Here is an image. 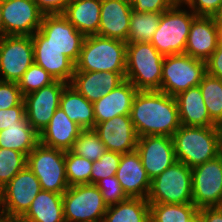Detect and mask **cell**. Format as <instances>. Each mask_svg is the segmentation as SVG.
Wrapping results in <instances>:
<instances>
[{
    "mask_svg": "<svg viewBox=\"0 0 222 222\" xmlns=\"http://www.w3.org/2000/svg\"><path fill=\"white\" fill-rule=\"evenodd\" d=\"M130 119L138 137H172L181 126L175 97L159 90L137 91L132 102Z\"/></svg>",
    "mask_w": 222,
    "mask_h": 222,
    "instance_id": "1",
    "label": "cell"
},
{
    "mask_svg": "<svg viewBox=\"0 0 222 222\" xmlns=\"http://www.w3.org/2000/svg\"><path fill=\"white\" fill-rule=\"evenodd\" d=\"M127 43L99 35L85 37L75 71L126 73Z\"/></svg>",
    "mask_w": 222,
    "mask_h": 222,
    "instance_id": "2",
    "label": "cell"
},
{
    "mask_svg": "<svg viewBox=\"0 0 222 222\" xmlns=\"http://www.w3.org/2000/svg\"><path fill=\"white\" fill-rule=\"evenodd\" d=\"M163 61L150 42L127 43L125 79L138 91L160 90Z\"/></svg>",
    "mask_w": 222,
    "mask_h": 222,
    "instance_id": "3",
    "label": "cell"
},
{
    "mask_svg": "<svg viewBox=\"0 0 222 222\" xmlns=\"http://www.w3.org/2000/svg\"><path fill=\"white\" fill-rule=\"evenodd\" d=\"M172 138L177 161L191 169L221 154L214 126L181 125Z\"/></svg>",
    "mask_w": 222,
    "mask_h": 222,
    "instance_id": "4",
    "label": "cell"
},
{
    "mask_svg": "<svg viewBox=\"0 0 222 222\" xmlns=\"http://www.w3.org/2000/svg\"><path fill=\"white\" fill-rule=\"evenodd\" d=\"M31 37L33 47H55L76 64L86 36L63 14H45L39 30Z\"/></svg>",
    "mask_w": 222,
    "mask_h": 222,
    "instance_id": "5",
    "label": "cell"
},
{
    "mask_svg": "<svg viewBox=\"0 0 222 222\" xmlns=\"http://www.w3.org/2000/svg\"><path fill=\"white\" fill-rule=\"evenodd\" d=\"M183 3L178 1L161 15L158 27L150 43L163 56L183 54L193 19V11L181 9ZM180 8V9H179Z\"/></svg>",
    "mask_w": 222,
    "mask_h": 222,
    "instance_id": "6",
    "label": "cell"
},
{
    "mask_svg": "<svg viewBox=\"0 0 222 222\" xmlns=\"http://www.w3.org/2000/svg\"><path fill=\"white\" fill-rule=\"evenodd\" d=\"M146 199L149 203H192V169L176 161L151 180Z\"/></svg>",
    "mask_w": 222,
    "mask_h": 222,
    "instance_id": "7",
    "label": "cell"
},
{
    "mask_svg": "<svg viewBox=\"0 0 222 222\" xmlns=\"http://www.w3.org/2000/svg\"><path fill=\"white\" fill-rule=\"evenodd\" d=\"M206 73V62L188 54L164 56L159 91L175 97L182 91L198 86Z\"/></svg>",
    "mask_w": 222,
    "mask_h": 222,
    "instance_id": "8",
    "label": "cell"
},
{
    "mask_svg": "<svg viewBox=\"0 0 222 222\" xmlns=\"http://www.w3.org/2000/svg\"><path fill=\"white\" fill-rule=\"evenodd\" d=\"M27 166L38 178L41 189L63 194L68 188L65 151L38 144L27 156Z\"/></svg>",
    "mask_w": 222,
    "mask_h": 222,
    "instance_id": "9",
    "label": "cell"
},
{
    "mask_svg": "<svg viewBox=\"0 0 222 222\" xmlns=\"http://www.w3.org/2000/svg\"><path fill=\"white\" fill-rule=\"evenodd\" d=\"M107 207L95 184L69 186L63 193L65 222H102Z\"/></svg>",
    "mask_w": 222,
    "mask_h": 222,
    "instance_id": "10",
    "label": "cell"
},
{
    "mask_svg": "<svg viewBox=\"0 0 222 222\" xmlns=\"http://www.w3.org/2000/svg\"><path fill=\"white\" fill-rule=\"evenodd\" d=\"M41 190L38 178L26 166L0 190L1 214L21 218Z\"/></svg>",
    "mask_w": 222,
    "mask_h": 222,
    "instance_id": "11",
    "label": "cell"
},
{
    "mask_svg": "<svg viewBox=\"0 0 222 222\" xmlns=\"http://www.w3.org/2000/svg\"><path fill=\"white\" fill-rule=\"evenodd\" d=\"M33 63L31 36L4 35L0 38V80L18 83Z\"/></svg>",
    "mask_w": 222,
    "mask_h": 222,
    "instance_id": "12",
    "label": "cell"
},
{
    "mask_svg": "<svg viewBox=\"0 0 222 222\" xmlns=\"http://www.w3.org/2000/svg\"><path fill=\"white\" fill-rule=\"evenodd\" d=\"M222 153L192 168V203L198 208L220 207Z\"/></svg>",
    "mask_w": 222,
    "mask_h": 222,
    "instance_id": "13",
    "label": "cell"
},
{
    "mask_svg": "<svg viewBox=\"0 0 222 222\" xmlns=\"http://www.w3.org/2000/svg\"><path fill=\"white\" fill-rule=\"evenodd\" d=\"M67 83L55 80L24 96L25 114L28 123L40 134L48 125L60 104V96Z\"/></svg>",
    "mask_w": 222,
    "mask_h": 222,
    "instance_id": "14",
    "label": "cell"
},
{
    "mask_svg": "<svg viewBox=\"0 0 222 222\" xmlns=\"http://www.w3.org/2000/svg\"><path fill=\"white\" fill-rule=\"evenodd\" d=\"M4 35L32 36L39 30L43 13L34 0H2Z\"/></svg>",
    "mask_w": 222,
    "mask_h": 222,
    "instance_id": "15",
    "label": "cell"
},
{
    "mask_svg": "<svg viewBox=\"0 0 222 222\" xmlns=\"http://www.w3.org/2000/svg\"><path fill=\"white\" fill-rule=\"evenodd\" d=\"M136 151L139 153L143 167L151 180L177 161L173 138L169 136L139 137Z\"/></svg>",
    "mask_w": 222,
    "mask_h": 222,
    "instance_id": "16",
    "label": "cell"
},
{
    "mask_svg": "<svg viewBox=\"0 0 222 222\" xmlns=\"http://www.w3.org/2000/svg\"><path fill=\"white\" fill-rule=\"evenodd\" d=\"M219 43L218 17L196 16L190 26L184 53L206 62Z\"/></svg>",
    "mask_w": 222,
    "mask_h": 222,
    "instance_id": "17",
    "label": "cell"
},
{
    "mask_svg": "<svg viewBox=\"0 0 222 222\" xmlns=\"http://www.w3.org/2000/svg\"><path fill=\"white\" fill-rule=\"evenodd\" d=\"M93 130L98 134L107 151L124 154L136 150L139 137L130 115H119L97 123Z\"/></svg>",
    "mask_w": 222,
    "mask_h": 222,
    "instance_id": "18",
    "label": "cell"
},
{
    "mask_svg": "<svg viewBox=\"0 0 222 222\" xmlns=\"http://www.w3.org/2000/svg\"><path fill=\"white\" fill-rule=\"evenodd\" d=\"M115 176L128 197L147 198L151 179L147 175L141 157L136 150L121 155Z\"/></svg>",
    "mask_w": 222,
    "mask_h": 222,
    "instance_id": "19",
    "label": "cell"
},
{
    "mask_svg": "<svg viewBox=\"0 0 222 222\" xmlns=\"http://www.w3.org/2000/svg\"><path fill=\"white\" fill-rule=\"evenodd\" d=\"M132 11L128 0H101L100 25L96 35L127 42Z\"/></svg>",
    "mask_w": 222,
    "mask_h": 222,
    "instance_id": "20",
    "label": "cell"
},
{
    "mask_svg": "<svg viewBox=\"0 0 222 222\" xmlns=\"http://www.w3.org/2000/svg\"><path fill=\"white\" fill-rule=\"evenodd\" d=\"M125 74L110 71H74L69 83L89 102L94 103L125 81Z\"/></svg>",
    "mask_w": 222,
    "mask_h": 222,
    "instance_id": "21",
    "label": "cell"
},
{
    "mask_svg": "<svg viewBox=\"0 0 222 222\" xmlns=\"http://www.w3.org/2000/svg\"><path fill=\"white\" fill-rule=\"evenodd\" d=\"M83 129L71 121L58 107L48 125L39 134V143L50 148L69 151Z\"/></svg>",
    "mask_w": 222,
    "mask_h": 222,
    "instance_id": "22",
    "label": "cell"
},
{
    "mask_svg": "<svg viewBox=\"0 0 222 222\" xmlns=\"http://www.w3.org/2000/svg\"><path fill=\"white\" fill-rule=\"evenodd\" d=\"M136 87L125 80L111 92L93 103L95 125L119 115H130Z\"/></svg>",
    "mask_w": 222,
    "mask_h": 222,
    "instance_id": "23",
    "label": "cell"
},
{
    "mask_svg": "<svg viewBox=\"0 0 222 222\" xmlns=\"http://www.w3.org/2000/svg\"><path fill=\"white\" fill-rule=\"evenodd\" d=\"M175 99L181 125L195 127L214 126L215 122L210 118L199 86L178 93Z\"/></svg>",
    "mask_w": 222,
    "mask_h": 222,
    "instance_id": "24",
    "label": "cell"
},
{
    "mask_svg": "<svg viewBox=\"0 0 222 222\" xmlns=\"http://www.w3.org/2000/svg\"><path fill=\"white\" fill-rule=\"evenodd\" d=\"M101 0H72L63 15L85 36L96 35L100 25Z\"/></svg>",
    "mask_w": 222,
    "mask_h": 222,
    "instance_id": "25",
    "label": "cell"
},
{
    "mask_svg": "<svg viewBox=\"0 0 222 222\" xmlns=\"http://www.w3.org/2000/svg\"><path fill=\"white\" fill-rule=\"evenodd\" d=\"M20 220L24 222H65L63 194L41 190Z\"/></svg>",
    "mask_w": 222,
    "mask_h": 222,
    "instance_id": "26",
    "label": "cell"
},
{
    "mask_svg": "<svg viewBox=\"0 0 222 222\" xmlns=\"http://www.w3.org/2000/svg\"><path fill=\"white\" fill-rule=\"evenodd\" d=\"M59 107L71 121L78 124L83 130L95 128L93 103L89 102L70 84H67L62 91Z\"/></svg>",
    "mask_w": 222,
    "mask_h": 222,
    "instance_id": "27",
    "label": "cell"
},
{
    "mask_svg": "<svg viewBox=\"0 0 222 222\" xmlns=\"http://www.w3.org/2000/svg\"><path fill=\"white\" fill-rule=\"evenodd\" d=\"M34 63L44 68L55 80L69 84L75 64L55 47H33Z\"/></svg>",
    "mask_w": 222,
    "mask_h": 222,
    "instance_id": "28",
    "label": "cell"
},
{
    "mask_svg": "<svg viewBox=\"0 0 222 222\" xmlns=\"http://www.w3.org/2000/svg\"><path fill=\"white\" fill-rule=\"evenodd\" d=\"M39 144V134L28 123L26 116L18 123L0 131V148L12 149L26 156Z\"/></svg>",
    "mask_w": 222,
    "mask_h": 222,
    "instance_id": "29",
    "label": "cell"
},
{
    "mask_svg": "<svg viewBox=\"0 0 222 222\" xmlns=\"http://www.w3.org/2000/svg\"><path fill=\"white\" fill-rule=\"evenodd\" d=\"M102 222H150L149 202L144 198H128L107 207Z\"/></svg>",
    "mask_w": 222,
    "mask_h": 222,
    "instance_id": "30",
    "label": "cell"
},
{
    "mask_svg": "<svg viewBox=\"0 0 222 222\" xmlns=\"http://www.w3.org/2000/svg\"><path fill=\"white\" fill-rule=\"evenodd\" d=\"M163 12L132 11L126 43L150 42Z\"/></svg>",
    "mask_w": 222,
    "mask_h": 222,
    "instance_id": "31",
    "label": "cell"
},
{
    "mask_svg": "<svg viewBox=\"0 0 222 222\" xmlns=\"http://www.w3.org/2000/svg\"><path fill=\"white\" fill-rule=\"evenodd\" d=\"M149 209L150 222H188V219L198 210L193 203H149Z\"/></svg>",
    "mask_w": 222,
    "mask_h": 222,
    "instance_id": "32",
    "label": "cell"
},
{
    "mask_svg": "<svg viewBox=\"0 0 222 222\" xmlns=\"http://www.w3.org/2000/svg\"><path fill=\"white\" fill-rule=\"evenodd\" d=\"M198 86L210 118L216 122L222 118V80L206 73Z\"/></svg>",
    "mask_w": 222,
    "mask_h": 222,
    "instance_id": "33",
    "label": "cell"
},
{
    "mask_svg": "<svg viewBox=\"0 0 222 222\" xmlns=\"http://www.w3.org/2000/svg\"><path fill=\"white\" fill-rule=\"evenodd\" d=\"M93 161L83 158L71 150L65 151V171L69 186L91 184Z\"/></svg>",
    "mask_w": 222,
    "mask_h": 222,
    "instance_id": "34",
    "label": "cell"
},
{
    "mask_svg": "<svg viewBox=\"0 0 222 222\" xmlns=\"http://www.w3.org/2000/svg\"><path fill=\"white\" fill-rule=\"evenodd\" d=\"M71 151L90 161L98 160L106 151V146L93 129L82 130Z\"/></svg>",
    "mask_w": 222,
    "mask_h": 222,
    "instance_id": "35",
    "label": "cell"
},
{
    "mask_svg": "<svg viewBox=\"0 0 222 222\" xmlns=\"http://www.w3.org/2000/svg\"><path fill=\"white\" fill-rule=\"evenodd\" d=\"M27 166V156L12 149L0 148V190Z\"/></svg>",
    "mask_w": 222,
    "mask_h": 222,
    "instance_id": "36",
    "label": "cell"
},
{
    "mask_svg": "<svg viewBox=\"0 0 222 222\" xmlns=\"http://www.w3.org/2000/svg\"><path fill=\"white\" fill-rule=\"evenodd\" d=\"M55 79L42 67L33 63L18 81L23 96L50 85Z\"/></svg>",
    "mask_w": 222,
    "mask_h": 222,
    "instance_id": "37",
    "label": "cell"
},
{
    "mask_svg": "<svg viewBox=\"0 0 222 222\" xmlns=\"http://www.w3.org/2000/svg\"><path fill=\"white\" fill-rule=\"evenodd\" d=\"M121 153L106 151L98 160L93 161L91 184H97L101 179L116 175Z\"/></svg>",
    "mask_w": 222,
    "mask_h": 222,
    "instance_id": "38",
    "label": "cell"
},
{
    "mask_svg": "<svg viewBox=\"0 0 222 222\" xmlns=\"http://www.w3.org/2000/svg\"><path fill=\"white\" fill-rule=\"evenodd\" d=\"M96 186L101 191L103 200L107 206L117 204L129 198L116 176L101 179Z\"/></svg>",
    "mask_w": 222,
    "mask_h": 222,
    "instance_id": "39",
    "label": "cell"
},
{
    "mask_svg": "<svg viewBox=\"0 0 222 222\" xmlns=\"http://www.w3.org/2000/svg\"><path fill=\"white\" fill-rule=\"evenodd\" d=\"M23 100L18 83L0 80V109L18 106Z\"/></svg>",
    "mask_w": 222,
    "mask_h": 222,
    "instance_id": "40",
    "label": "cell"
},
{
    "mask_svg": "<svg viewBox=\"0 0 222 222\" xmlns=\"http://www.w3.org/2000/svg\"><path fill=\"white\" fill-rule=\"evenodd\" d=\"M197 16L219 17L222 13V0H181Z\"/></svg>",
    "mask_w": 222,
    "mask_h": 222,
    "instance_id": "41",
    "label": "cell"
},
{
    "mask_svg": "<svg viewBox=\"0 0 222 222\" xmlns=\"http://www.w3.org/2000/svg\"><path fill=\"white\" fill-rule=\"evenodd\" d=\"M180 0H131L132 10L139 13L164 12Z\"/></svg>",
    "mask_w": 222,
    "mask_h": 222,
    "instance_id": "42",
    "label": "cell"
},
{
    "mask_svg": "<svg viewBox=\"0 0 222 222\" xmlns=\"http://www.w3.org/2000/svg\"><path fill=\"white\" fill-rule=\"evenodd\" d=\"M26 116L24 100L15 107L0 109V131L11 126H18V123Z\"/></svg>",
    "mask_w": 222,
    "mask_h": 222,
    "instance_id": "43",
    "label": "cell"
},
{
    "mask_svg": "<svg viewBox=\"0 0 222 222\" xmlns=\"http://www.w3.org/2000/svg\"><path fill=\"white\" fill-rule=\"evenodd\" d=\"M72 0H34L38 9L45 14H63Z\"/></svg>",
    "mask_w": 222,
    "mask_h": 222,
    "instance_id": "44",
    "label": "cell"
},
{
    "mask_svg": "<svg viewBox=\"0 0 222 222\" xmlns=\"http://www.w3.org/2000/svg\"><path fill=\"white\" fill-rule=\"evenodd\" d=\"M207 73L222 80V43L206 61Z\"/></svg>",
    "mask_w": 222,
    "mask_h": 222,
    "instance_id": "45",
    "label": "cell"
},
{
    "mask_svg": "<svg viewBox=\"0 0 222 222\" xmlns=\"http://www.w3.org/2000/svg\"><path fill=\"white\" fill-rule=\"evenodd\" d=\"M202 222H222V207L200 209Z\"/></svg>",
    "mask_w": 222,
    "mask_h": 222,
    "instance_id": "46",
    "label": "cell"
},
{
    "mask_svg": "<svg viewBox=\"0 0 222 222\" xmlns=\"http://www.w3.org/2000/svg\"><path fill=\"white\" fill-rule=\"evenodd\" d=\"M214 129H215V132H216L218 148L220 150V153H222V118L217 120L214 123Z\"/></svg>",
    "mask_w": 222,
    "mask_h": 222,
    "instance_id": "47",
    "label": "cell"
},
{
    "mask_svg": "<svg viewBox=\"0 0 222 222\" xmlns=\"http://www.w3.org/2000/svg\"><path fill=\"white\" fill-rule=\"evenodd\" d=\"M0 222H20V218L0 214Z\"/></svg>",
    "mask_w": 222,
    "mask_h": 222,
    "instance_id": "48",
    "label": "cell"
},
{
    "mask_svg": "<svg viewBox=\"0 0 222 222\" xmlns=\"http://www.w3.org/2000/svg\"><path fill=\"white\" fill-rule=\"evenodd\" d=\"M188 222H202L200 209H198L189 219Z\"/></svg>",
    "mask_w": 222,
    "mask_h": 222,
    "instance_id": "49",
    "label": "cell"
},
{
    "mask_svg": "<svg viewBox=\"0 0 222 222\" xmlns=\"http://www.w3.org/2000/svg\"><path fill=\"white\" fill-rule=\"evenodd\" d=\"M2 0H0V38L4 36V26H3V21H2Z\"/></svg>",
    "mask_w": 222,
    "mask_h": 222,
    "instance_id": "50",
    "label": "cell"
},
{
    "mask_svg": "<svg viewBox=\"0 0 222 222\" xmlns=\"http://www.w3.org/2000/svg\"><path fill=\"white\" fill-rule=\"evenodd\" d=\"M218 25L220 31V43H222V20L218 17Z\"/></svg>",
    "mask_w": 222,
    "mask_h": 222,
    "instance_id": "51",
    "label": "cell"
},
{
    "mask_svg": "<svg viewBox=\"0 0 222 222\" xmlns=\"http://www.w3.org/2000/svg\"><path fill=\"white\" fill-rule=\"evenodd\" d=\"M220 207H222V187H221V193H220Z\"/></svg>",
    "mask_w": 222,
    "mask_h": 222,
    "instance_id": "52",
    "label": "cell"
}]
</instances>
